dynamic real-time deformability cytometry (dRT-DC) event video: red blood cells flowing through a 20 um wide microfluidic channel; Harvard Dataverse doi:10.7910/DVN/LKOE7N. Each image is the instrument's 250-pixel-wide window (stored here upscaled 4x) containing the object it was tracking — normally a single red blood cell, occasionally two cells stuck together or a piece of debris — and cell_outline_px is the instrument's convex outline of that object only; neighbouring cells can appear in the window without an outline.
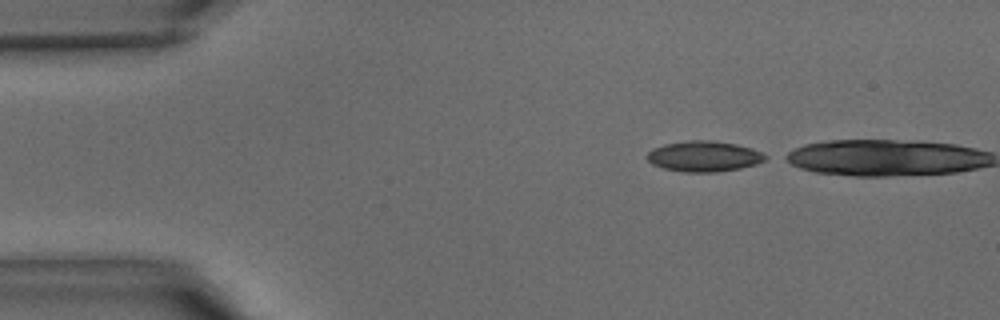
{"species": "common noctule bat (a hibernating species)", "species_latin": "Nyctalus noctula", "temperature_condition": "warm", "stored_images_in_passage": 2, "camera_frame_rate_fps": 3000, "um_per_image_px": 0.085, "animal": {"sex": "male", "body_mass_g": 15.6}, "frame": {"image": 1, "passage_image": 1, "time_ms": 0.0, "image_size_px": [1000, 320], "cell_outline_px": [[772, 156], [756, 164], [740, 168], [716, 172], [688, 172], [664, 168], [652, 164], [644, 156], [652, 148], [664, 144], [688, 140], [708, 140], [736, 144], [752, 148], [764, 152]], "centroid_in_image_um": [59.86, 13.28], "position_along_channel_um": 25.1, "area_um2": 21.27}}